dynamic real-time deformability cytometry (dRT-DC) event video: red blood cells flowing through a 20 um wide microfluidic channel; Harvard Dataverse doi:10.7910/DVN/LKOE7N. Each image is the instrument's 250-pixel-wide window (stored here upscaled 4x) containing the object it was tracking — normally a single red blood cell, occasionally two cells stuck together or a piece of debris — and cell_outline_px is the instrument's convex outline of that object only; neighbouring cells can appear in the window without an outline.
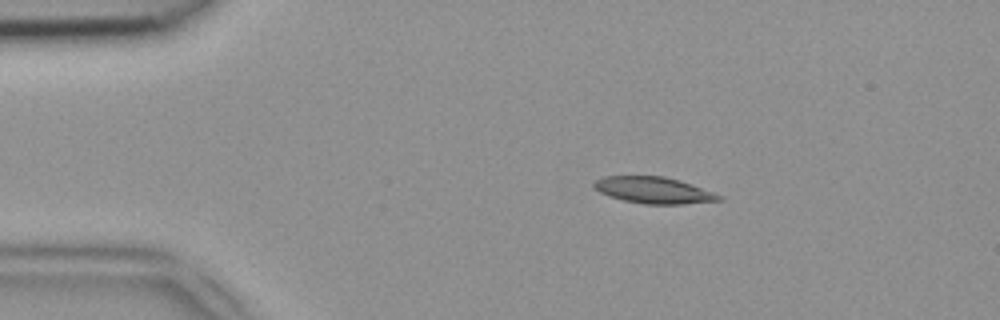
{"species": "common noctule bat (a hibernating species)", "species_latin": "Nyctalus noctula", "temperature_condition": "room temperature", "stored_images_in_passage": 41, "camera_frame_rate_fps": 3000, "um_per_image_px": 0.085, "animal": {"sex": "female", "body_mass_g": 18.4}, "frame": {"image": 1, "passage_image": 1, "time_ms": 0.0, "image_size_px": [1000, 320], "cell_outline_px": [[724, 200], [684, 204], [644, 204], [624, 200], [608, 196], [600, 192], [592, 184], [596, 180], [604, 176], [664, 176], [680, 180], [724, 196]], "centroid_in_image_um": [55.59, 16.17], "position_along_channel_um": 29.4, "area_um2": 19.31}}
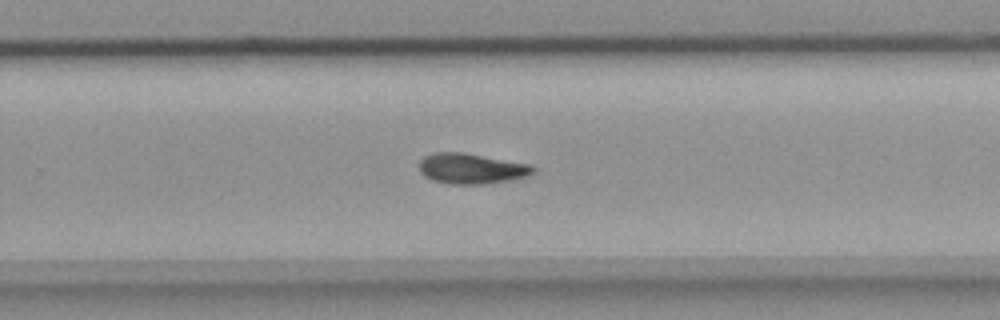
{"frame": {"image": 2, "passage_image": 24, "time_ms": 7.667, "image_size_px": [1000, 320], "cell_outline_px": [[536, 168], [532, 172], [524, 176], [508, 180], [484, 184], [448, 184], [432, 180], [424, 176], [420, 172], [420, 160], [424, 156], [432, 152], [464, 152], [532, 164]], "centroid_in_image_um": [40.03, 14.31], "position_along_channel_um": 289.8, "area_um2": 20.29}}
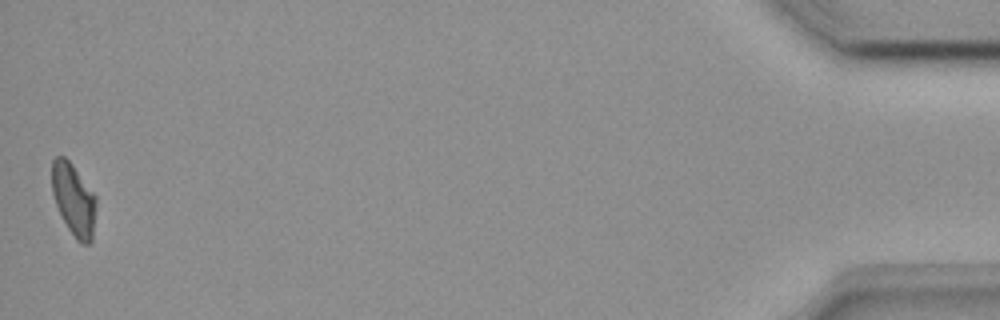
{"frame": {"image": 3, "passage_image": 41, "time_ms": 13.333, "image_size_px": [1000, 320], "cell_outline_px": [[96, 204], [92, 240], [88, 244], [80, 244], [76, 240], [68, 228], [56, 204], [52, 192], [52, 160], [56, 156], [64, 156], [72, 164], [96, 196]], "centroid_in_image_um": [6.27, 16.97], "position_along_channel_um": 428.9, "area_um2": 18.44}}